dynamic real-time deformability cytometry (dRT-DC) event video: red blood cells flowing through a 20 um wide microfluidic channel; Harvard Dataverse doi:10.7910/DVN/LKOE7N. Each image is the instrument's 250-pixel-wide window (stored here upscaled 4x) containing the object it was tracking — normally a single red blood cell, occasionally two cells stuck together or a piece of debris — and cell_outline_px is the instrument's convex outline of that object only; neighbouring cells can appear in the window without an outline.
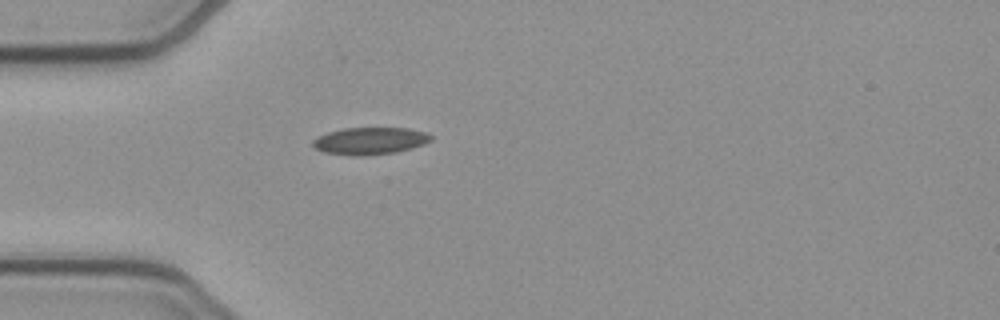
{"species": "common noctule bat (a hibernating species)", "species_latin": "Nyctalus noctula", "temperature_condition": "cold", "stored_images_in_passage": 36, "camera_frame_rate_fps": 3000, "um_per_image_px": 0.085, "animal": {"sex": "female", "body_mass_g": 21.9}, "frame": {"image": 1, "passage_image": 1, "time_ms": 0.0, "image_size_px": [1000, 320], "cell_outline_px": [[432, 140], [424, 144], [412, 148], [396, 152], [356, 156], [324, 152], [316, 148], [312, 144], [312, 140], [328, 132], [344, 128], [408, 128], [424, 132], [432, 136]], "centroid_in_image_um": [31.46, 11.97], "position_along_channel_um": 53.5, "area_um2": 18.5}}
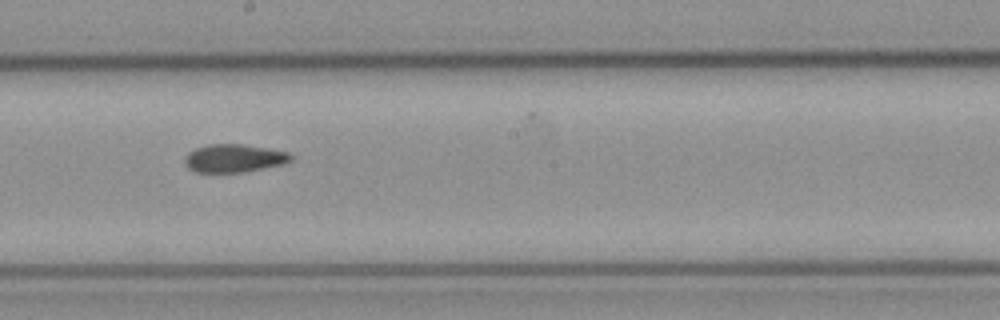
{"frame": {"image": 2, "passage_image": 15, "time_ms": 4.667, "image_size_px": [1000, 320], "cell_outline_px": [[296, 156], [288, 164], [240, 172], [196, 172], [188, 168], [184, 160], [188, 152], [196, 148], [208, 144], [244, 144], [292, 152]], "centroid_in_image_um": [19.99, 13.44], "position_along_channel_um": 228.2, "area_um2": 17.69}}
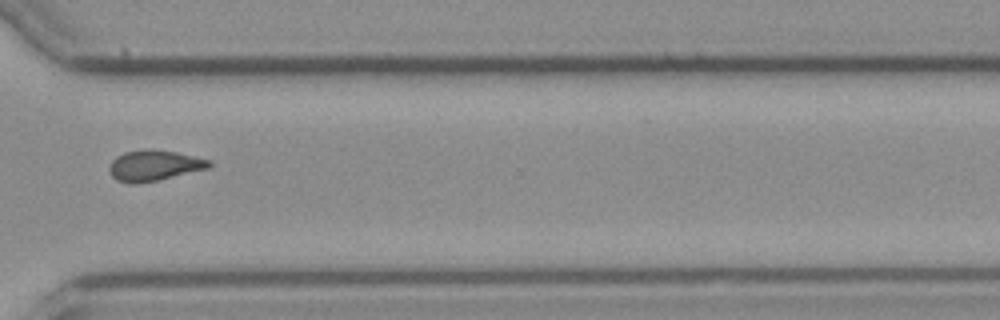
{"frame": {"image": 3, "passage_image": 25, "time_ms": 8.0, "image_size_px": [1000, 320], "cell_outline_px": [[212, 164], [208, 168], [156, 180], [136, 184], [132, 184], [116, 180], [112, 176], [108, 168], [112, 160], [116, 156], [124, 152], [176, 152], [212, 160]], "centroid_in_image_um": [13.09, 14.11], "position_along_channel_um": 357.5, "area_um2": 17.05}, "authors_computed_cell_mechanics": {"area_um2": 18.2937, "velocity_mm_per_s": 3.8811, "shape_relaxation_time_tau1_ms": null, "shape_relaxation_time_tau2_ms": 5.8072, "deformation_change_tau1": null, "deformation_change_tau2": 0.098}}